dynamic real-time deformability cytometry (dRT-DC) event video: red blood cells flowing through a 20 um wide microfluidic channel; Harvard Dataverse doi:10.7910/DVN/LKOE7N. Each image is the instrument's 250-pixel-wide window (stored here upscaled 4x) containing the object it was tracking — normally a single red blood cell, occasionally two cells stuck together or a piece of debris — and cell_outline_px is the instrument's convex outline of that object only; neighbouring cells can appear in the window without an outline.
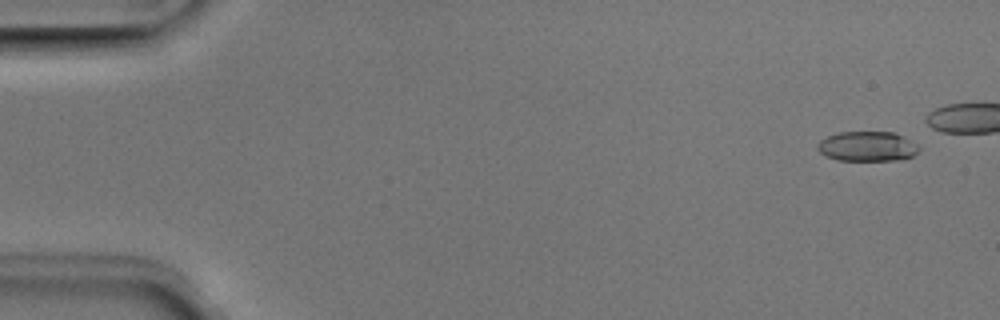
{"species": "Egyptian fruit bat (a non-hibernating species)", "species_latin": "Rousettus aegyptiacus", "temperature_condition": "room temperature", "stored_images_in_passage": 6, "camera_frame_rate_fps": 3000, "um_per_image_px": 0.085, "animal": {"sex": "male"}, "frame": {"image": 1, "passage_image": 1, "time_ms": 0.0, "image_size_px": [1000, 320], "cell_outline_px": [[920, 148], [912, 156], [896, 160], [836, 160], [820, 152], [816, 148], [816, 144], [820, 140], [828, 136], [840, 132], [892, 132], [916, 144]], "centroid_in_image_um": [73.67, 12.44], "position_along_channel_um": 11.3, "area_um2": 17.34}}
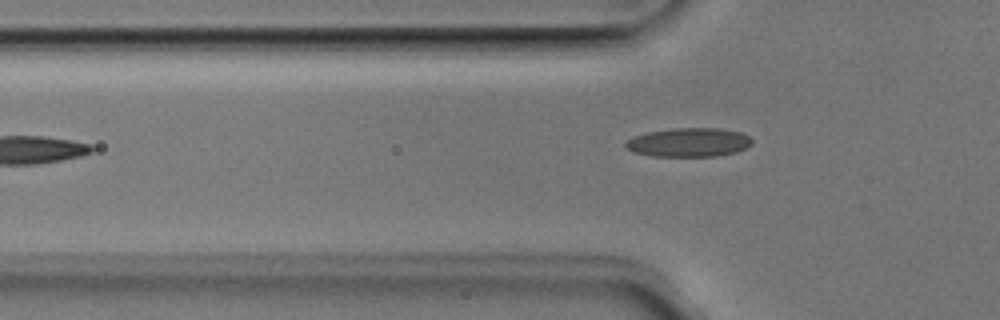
{"frame": {"image": 2, "passage_image": 6, "time_ms": 1.667, "image_size_px": [1000, 320], "cell_outline_px": [[752, 144], [748, 148], [736, 152], [716, 156], [652, 156], [632, 152], [624, 148], [624, 140], [648, 132], [672, 128], [720, 128], [740, 132], [748, 136], [752, 140]], "centroid_in_image_um": [58.53, 12.1], "position_along_channel_um": 67.3, "area_um2": 21.5}}